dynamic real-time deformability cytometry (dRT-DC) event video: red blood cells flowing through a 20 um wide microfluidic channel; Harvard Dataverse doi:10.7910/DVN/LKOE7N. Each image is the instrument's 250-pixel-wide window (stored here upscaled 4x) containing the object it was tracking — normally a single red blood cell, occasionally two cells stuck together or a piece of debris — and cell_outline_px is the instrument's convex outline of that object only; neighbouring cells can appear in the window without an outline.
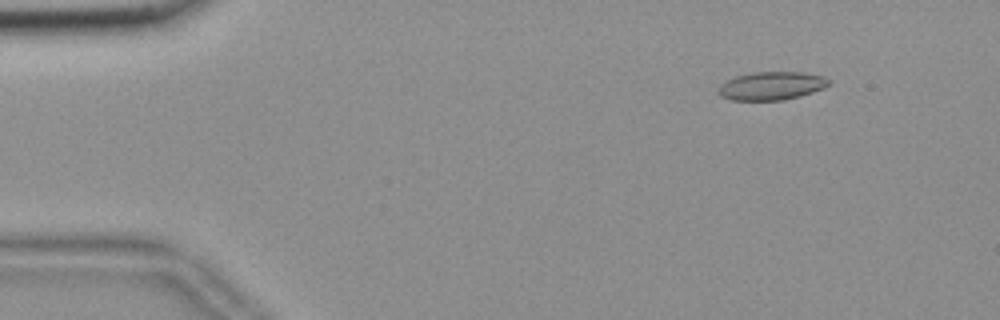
{"species": "common noctule bat (a hibernating species)", "species_latin": "Nyctalus noctula", "temperature_condition": "room temperature", "stored_images_in_passage": 56, "camera_frame_rate_fps": 3000, "um_per_image_px": 0.085, "animal": {"sex": "female", "body_mass_g": 18.4}, "frame": {"image": 1, "passage_image": 7, "time_ms": 2.0, "image_size_px": [1000, 320], "cell_outline_px": [[832, 84], [824, 88], [800, 96], [784, 100], [732, 100], [720, 96], [716, 92], [716, 88], [724, 80], [736, 76], [752, 72], [804, 72], [824, 76], [832, 80]], "centroid_in_image_um": [65.57, 7.29], "position_along_channel_um": 19.4, "area_um2": 18.61}}
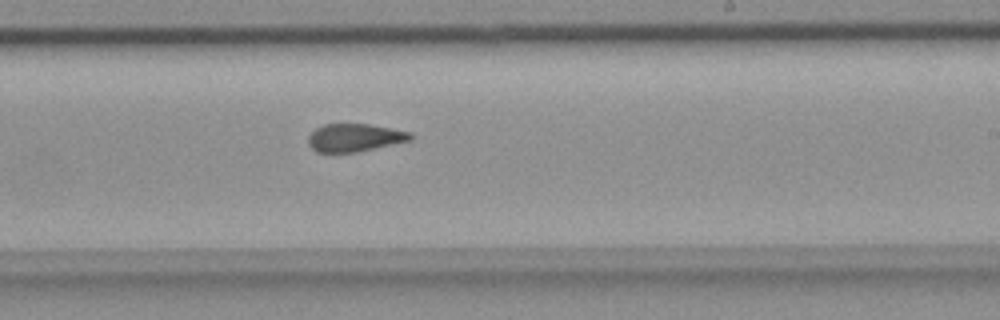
{"frame": {"image": 2, "passage_image": 34, "time_ms": 11.0, "image_size_px": [1000, 320], "cell_outline_px": [[416, 136], [412, 140], [356, 152], [316, 152], [308, 144], [308, 136], [316, 128], [324, 124], [368, 124], [392, 128], [412, 132]], "centroid_in_image_um": [30.18, 11.69], "position_along_channel_um": 258.8, "area_um2": 16.7}}
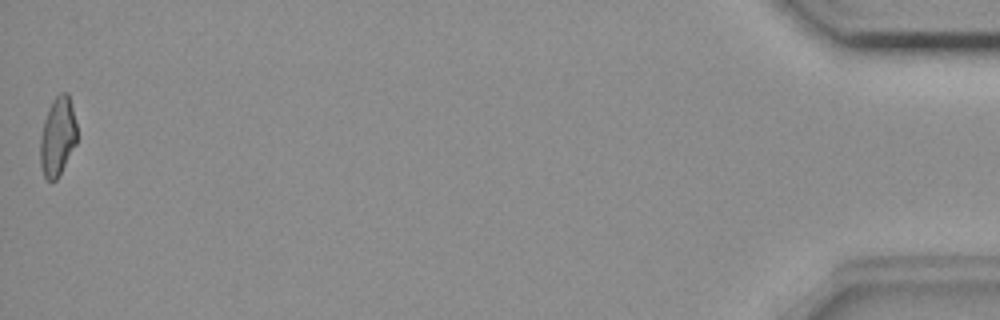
{"frame": {"image": 3, "passage_image": 56, "time_ms": 18.333, "image_size_px": [1000, 320], "cell_outline_px": [[76, 144], [56, 180], [48, 180], [44, 176], [40, 164], [40, 136], [44, 120], [48, 108], [52, 100], [60, 92], [68, 92], [76, 124]], "centroid_in_image_um": [4.88, 11.58], "position_along_channel_um": 430.3, "area_um2": 16.76}, "authors_computed_cell_mechanics": {"area_um2": 17.7157, "velocity_mm_per_s": 3.6554, "shape_relaxation_time_tau1_ms": null, "shape_relaxation_time_tau2_ms": 2.5374, "deformation_change_tau1": null, "deformation_change_tau2": 0.0966}}